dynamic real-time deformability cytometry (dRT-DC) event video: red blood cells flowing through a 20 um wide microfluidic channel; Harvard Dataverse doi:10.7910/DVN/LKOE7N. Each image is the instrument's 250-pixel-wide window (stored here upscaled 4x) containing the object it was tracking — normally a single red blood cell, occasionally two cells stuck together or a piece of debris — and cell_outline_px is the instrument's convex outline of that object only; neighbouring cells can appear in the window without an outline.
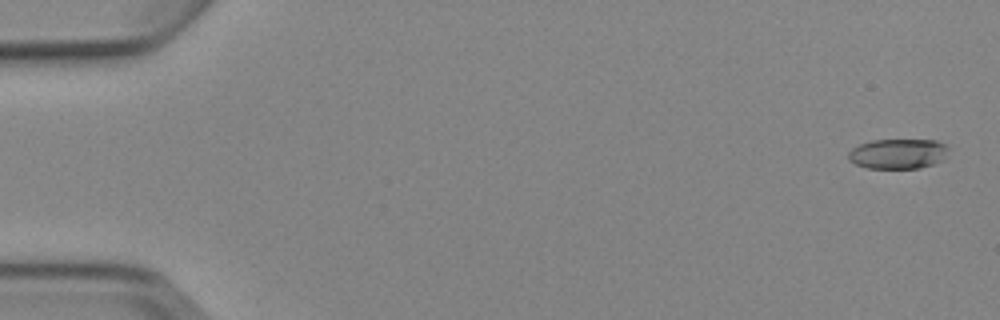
{"species": "Egyptian fruit bat (a non-hibernating species)", "species_latin": "Rousettus aegyptiacus", "temperature_condition": "cold", "stored_images_in_passage": 5, "camera_frame_rate_fps": 3000, "um_per_image_px": 0.085, "animal": {"sex": "female"}, "frame": {"image": 1, "passage_image": 1, "time_ms": 0.0, "image_size_px": [1000, 320], "cell_outline_px": [[948, 148], [944, 160], [920, 168], [868, 168], [856, 164], [848, 160], [848, 152], [852, 148], [860, 144], [872, 140], [936, 140], [944, 144]], "centroid_in_image_um": [76.32, 13.07], "position_along_channel_um": 8.7, "area_um2": 17.51}}
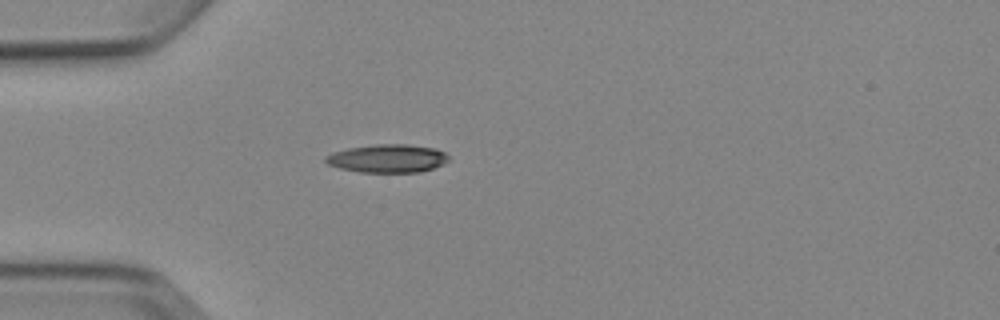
{"frame": {"image": 2, "passage_image": 5, "time_ms": 4.667, "image_size_px": [1000, 320], "cell_outline_px": [[448, 160], [444, 164], [420, 172], [360, 172], [340, 168], [328, 164], [324, 160], [324, 156], [332, 152], [348, 148], [376, 144], [408, 144], [436, 148], [444, 152], [448, 156]], "centroid_in_image_um": [32.93, 13.46], "position_along_channel_um": 52.1, "area_um2": 20.29}}